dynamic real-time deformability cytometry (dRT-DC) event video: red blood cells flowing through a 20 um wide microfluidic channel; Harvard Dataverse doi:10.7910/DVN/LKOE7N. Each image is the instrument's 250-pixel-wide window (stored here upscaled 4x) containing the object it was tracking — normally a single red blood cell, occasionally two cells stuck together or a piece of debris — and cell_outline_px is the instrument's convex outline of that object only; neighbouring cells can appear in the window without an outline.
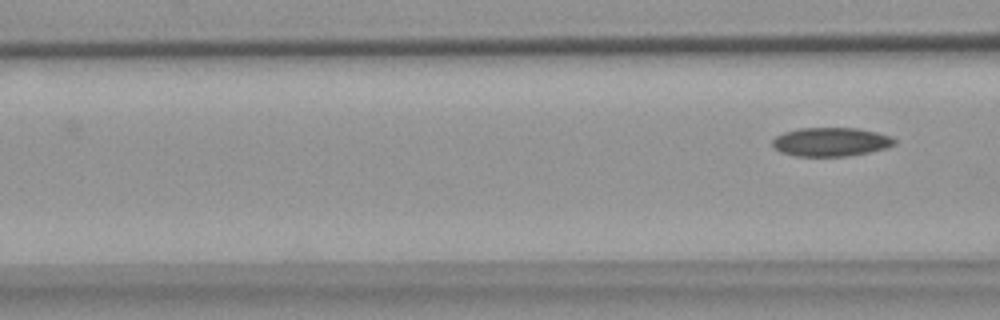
{"species": "common noctule bat (a hibernating species)", "species_latin": "Nyctalus noctula", "temperature_condition": "warm", "stored_images_in_passage": 3, "camera_frame_rate_fps": 3000, "um_per_image_px": 0.085, "animal": {"sex": "female", "body_mass_g": 18.4}, "frame": {"image": 1, "passage_image": 3, "time_ms": 3.0, "image_size_px": [1000, 320], "cell_outline_px": [[896, 144], [884, 148], [868, 152], [848, 156], [796, 156], [780, 152], [772, 144], [772, 140], [776, 136], [784, 132], [800, 128], [856, 128], [876, 132], [892, 136], [896, 140]], "centroid_in_image_um": [70.62, 12.06], "position_along_channel_um": 96.0, "area_um2": 20.4}}